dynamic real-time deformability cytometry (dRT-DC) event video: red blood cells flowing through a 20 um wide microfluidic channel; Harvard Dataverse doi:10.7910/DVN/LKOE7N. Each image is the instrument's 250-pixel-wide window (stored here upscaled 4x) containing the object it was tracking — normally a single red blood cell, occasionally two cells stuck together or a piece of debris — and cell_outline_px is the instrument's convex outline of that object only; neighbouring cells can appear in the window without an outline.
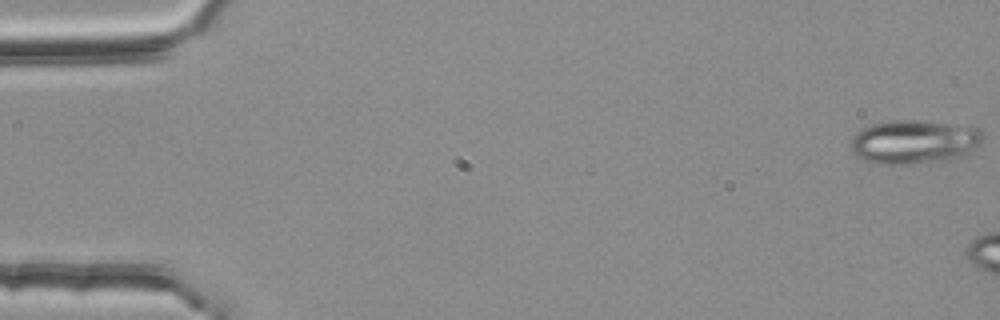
{"species": "common noctule bat (a hibernating species)", "species_latin": "Nyctalus noctula", "temperature_condition": "room temperature", "stored_images_in_passage": 3, "camera_frame_rate_fps": 3000, "um_per_image_px": 0.085, "animal": {"sex": "female", "body_mass_g": 25.1}, "frame": {"image": 1, "passage_image": 1, "time_ms": 0.0, "image_size_px": [1000, 320], "cell_outline_px": [[984, 140], [980, 144], [964, 156], [948, 160], [904, 164], [876, 164], [864, 160], [856, 156], [852, 152], [848, 144], [852, 136], [856, 132], [872, 124], [900, 120], [912, 120], [972, 124], [980, 128], [984, 132]], "centroid_in_image_um": [77.76, 12.04], "position_along_channel_um": 7.2, "area_um2": 34.56}}